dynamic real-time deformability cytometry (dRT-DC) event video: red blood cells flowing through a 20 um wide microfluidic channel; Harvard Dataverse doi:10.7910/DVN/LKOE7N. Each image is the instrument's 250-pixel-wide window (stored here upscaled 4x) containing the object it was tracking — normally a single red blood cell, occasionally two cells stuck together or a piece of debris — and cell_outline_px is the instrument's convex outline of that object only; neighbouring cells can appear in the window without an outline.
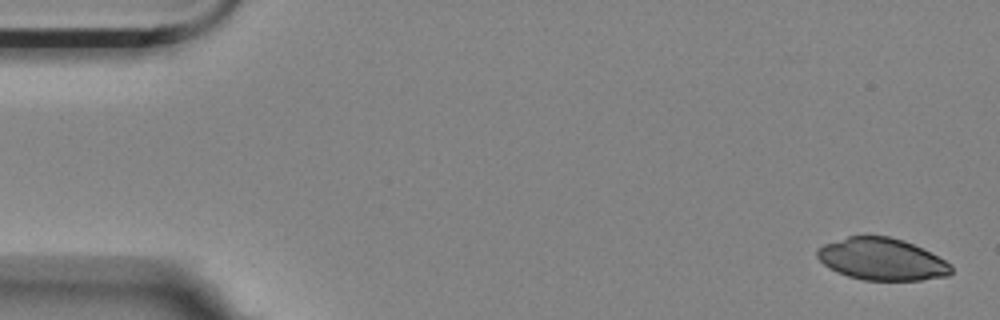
{"species": "Egyptian fruit bat (a non-hibernating species)", "species_latin": "Rousettus aegyptiacus", "temperature_condition": "room temperature", "stored_images_in_passage": 4, "camera_frame_rate_fps": 3000, "um_per_image_px": 0.085, "animal": {"sex": "female"}, "frame": {"image": 1, "passage_image": 1, "time_ms": 0.0, "image_size_px": [1000, 320], "cell_outline_px": [[952, 272], [948, 276], [920, 280], [864, 280], [848, 276], [836, 272], [828, 268], [816, 256], [816, 248], [824, 244], [848, 236], [888, 236], [904, 240], [952, 264]], "centroid_in_image_um": [74.92, 22.04], "position_along_channel_um": 10.1, "area_um2": 32.71}}